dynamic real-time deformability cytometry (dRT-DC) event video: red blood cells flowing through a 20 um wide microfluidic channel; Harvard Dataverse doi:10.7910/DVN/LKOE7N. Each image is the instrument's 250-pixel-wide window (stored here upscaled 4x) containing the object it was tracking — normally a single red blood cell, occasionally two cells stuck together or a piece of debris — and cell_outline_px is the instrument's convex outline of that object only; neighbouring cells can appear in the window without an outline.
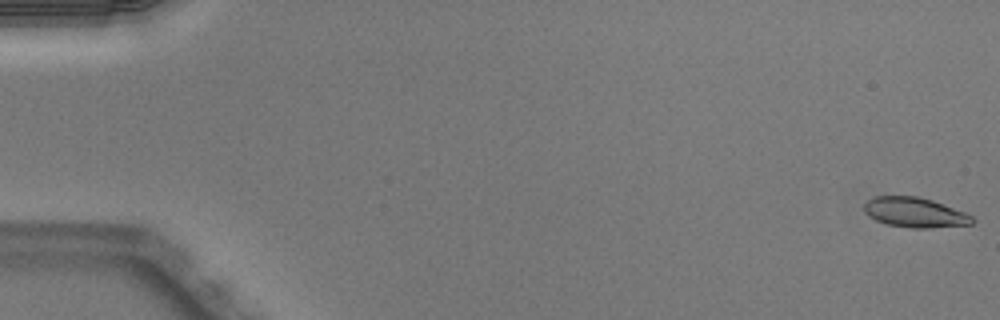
{"species": "Egyptian fruit bat (a non-hibernating species)", "species_latin": "Rousettus aegyptiacus", "temperature_condition": "warm", "stored_images_in_passage": 51, "camera_frame_rate_fps": 3000, "um_per_image_px": 0.085, "animal": {"sex": "male"}, "frame": {"image": 1, "passage_image": 1, "time_ms": 0.0, "image_size_px": [1000, 320], "cell_outline_px": [[976, 220], [972, 224], [928, 228], [912, 228], [888, 224], [876, 220], [868, 216], [864, 212], [864, 204], [872, 196], [916, 196], [932, 200], [964, 212], [972, 216]], "centroid_in_image_um": [77.74, 18.05], "position_along_channel_um": 7.3, "area_um2": 18.79}}
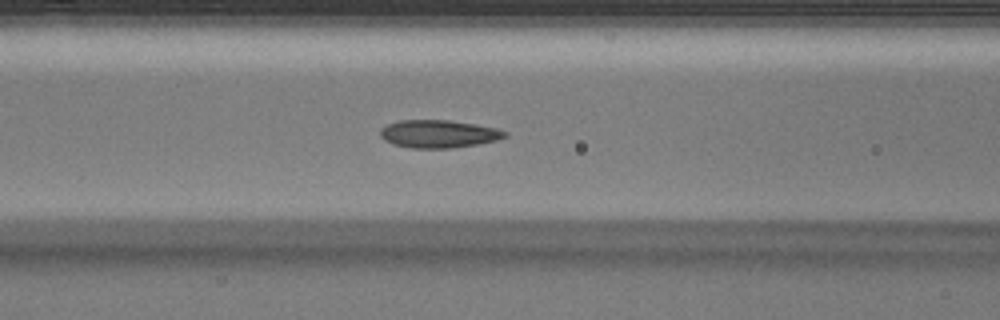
{"frame": {"image": 2, "passage_image": 22, "time_ms": 7.0, "image_size_px": [1000, 320], "cell_outline_px": [[508, 136], [496, 140], [476, 144], [452, 148], [412, 148], [392, 144], [384, 140], [380, 136], [380, 128], [388, 124], [400, 120], [448, 120], [496, 128], [508, 132]], "centroid_in_image_um": [37.25, 11.38], "position_along_channel_um": 129.4, "area_um2": 20.11}}
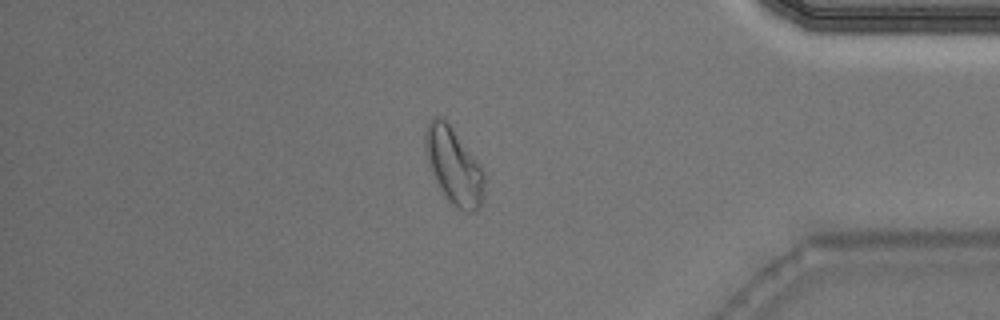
{"frame": {"image": 3, "passage_image": 44, "time_ms": 14.333, "image_size_px": [1000, 320], "cell_outline_px": [[484, 184], [480, 208], [476, 212], [464, 212], [456, 208], [448, 200], [440, 188], [432, 172], [428, 160], [424, 144], [424, 136], [428, 120], [432, 116], [444, 116], [480, 164], [484, 176]], "centroid_in_image_um": [38.56, 14.07], "position_along_channel_um": 396.6, "area_um2": 26.36}, "authors_computed_cell_mechanics": {"area_um2": 19.941, "velocity_mm_per_s": 4.0098, "shape_relaxation_time_tau1_ms": null, "shape_relaxation_time_tau2_ms": 2.2605, "deformation_change_tau1": null, "deformation_change_tau2": 0.0714}}